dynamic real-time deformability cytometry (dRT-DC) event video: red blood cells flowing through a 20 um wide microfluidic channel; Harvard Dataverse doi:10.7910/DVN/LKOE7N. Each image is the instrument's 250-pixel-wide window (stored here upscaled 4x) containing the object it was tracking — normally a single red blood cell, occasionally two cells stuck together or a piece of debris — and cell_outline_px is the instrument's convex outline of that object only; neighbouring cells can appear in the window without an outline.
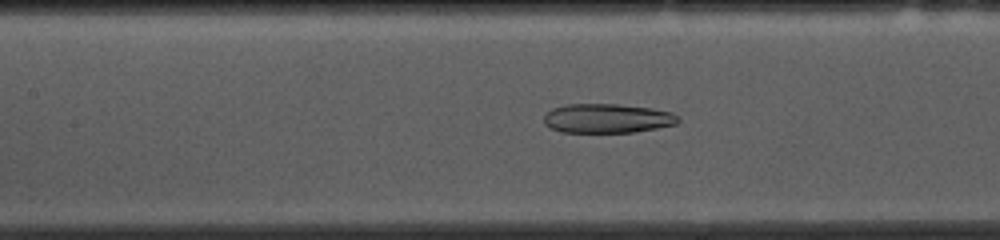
{"species": "common noctule bat (a hibernating species)", "species_latin": "Nyctalus noctula", "temperature_condition": "cold", "stored_images_in_passage": 44, "camera_frame_rate_fps": 3000, "um_per_image_px": 0.085, "animal": {"sex": "female", "body_mass_g": 10.0, "forearm_length_mm": 53.1}, "frame": {"image": 1, "passage_image": 14, "time_ms": 4.333, "image_size_px": [1000, 240], "cell_outline_px": [[680, 120], [676, 124], [636, 132], [560, 132], [548, 128], [544, 124], [544, 116], [552, 108], [564, 104], [616, 104], [652, 108], [672, 112], [680, 116]], "centroid_in_image_um": [51.61, 10.06], "position_along_channel_um": 155.8, "area_um2": 23.12}}
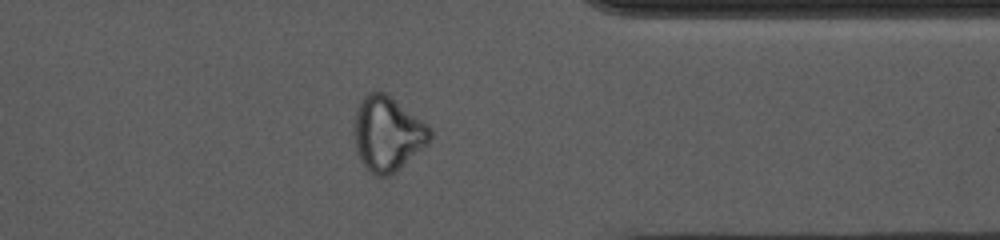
{"frame": {"image": 2, "passage_image": 33, "time_ms": 10.667, "image_size_px": [1000, 240], "cell_outline_px": [[432, 136], [428, 144], [396, 172], [388, 176], [376, 176], [364, 168], [360, 160], [356, 148], [356, 108], [364, 96], [368, 92], [384, 92], [432, 128]], "centroid_in_image_um": [32.96, 11.4], "position_along_channel_um": 378.4, "area_um2": 32.6}}
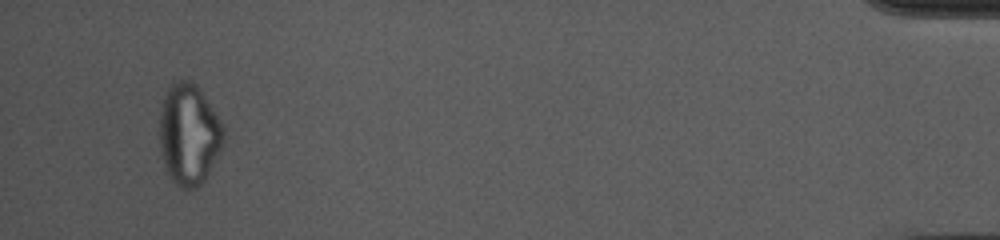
{"frame": {"image": 3, "passage_image": 42, "time_ms": 13.667, "image_size_px": [1000, 240], "cell_outline_px": [[224, 144], [204, 180], [196, 188], [188, 192], [180, 188], [172, 180], [164, 164], [160, 148], [160, 112], [164, 96], [168, 88], [176, 80], [188, 80], [196, 84], [200, 88], [220, 120], [224, 128]], "centroid_in_image_um": [16.06, 11.43], "position_along_channel_um": 419.1, "area_um2": 37.8}, "authors_computed_cell_mechanics": {"area_um2": 28.2353, "velocity_mm_per_s": 3.7001, "shape_relaxation_time_tau1_ms": null, "shape_relaxation_time_tau2_ms": 3.2144, "deformation_change_tau1": null, "deformation_change_tau2": 0.1258}}